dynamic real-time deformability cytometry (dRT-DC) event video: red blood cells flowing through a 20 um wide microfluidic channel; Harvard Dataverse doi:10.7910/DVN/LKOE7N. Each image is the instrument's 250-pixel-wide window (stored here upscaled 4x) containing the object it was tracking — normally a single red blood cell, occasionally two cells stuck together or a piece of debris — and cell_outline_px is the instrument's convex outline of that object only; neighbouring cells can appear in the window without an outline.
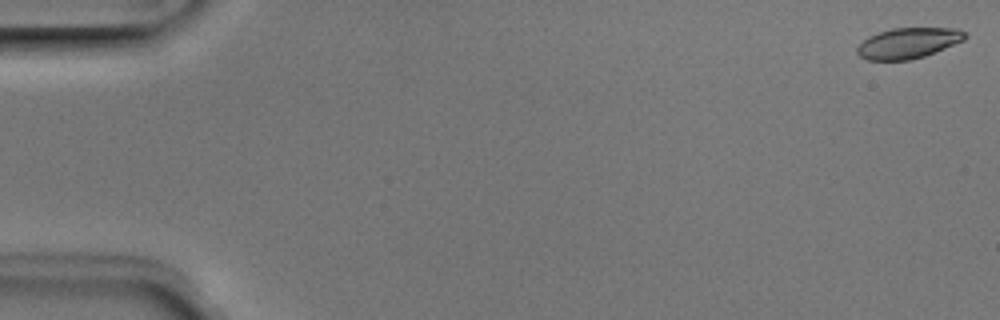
{"species": "Egyptian fruit bat (a non-hibernating species)", "species_latin": "Rousettus aegyptiacus", "temperature_condition": "room temperature", "stored_images_in_passage": 4, "segment_of_instrument_passage": [2, 2], "camera_frame_rate_fps": 3000, "um_per_image_px": 0.085, "animal": {"sex": "male"}, "frame": {"image": 1, "passage_image": 4, "time_ms": 1.0, "image_size_px": [1000, 320], "cell_outline_px": [[968, 36], [964, 40], [924, 56], [908, 60], [868, 60], [860, 56], [856, 52], [856, 48], [868, 36], [892, 28], [956, 28], [964, 32]], "centroid_in_image_um": [77.18, 3.66], "position_along_channel_um": 7.8, "area_um2": 19.07}}